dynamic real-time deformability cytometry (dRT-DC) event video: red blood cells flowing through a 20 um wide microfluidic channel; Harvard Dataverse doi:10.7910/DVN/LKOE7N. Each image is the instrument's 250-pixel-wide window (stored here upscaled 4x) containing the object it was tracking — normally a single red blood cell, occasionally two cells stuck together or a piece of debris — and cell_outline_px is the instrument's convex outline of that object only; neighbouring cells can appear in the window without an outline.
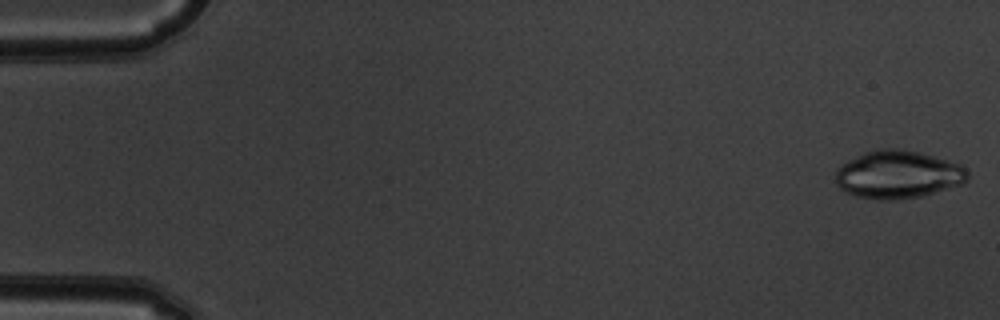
{"species": "common noctule bat (a hibernating species)", "species_latin": "Nyctalus noctula", "temperature_condition": "warm", "stored_images_in_passage": 52, "camera_frame_rate_fps": 3000, "um_per_image_px": 0.085, "animal": {"sex": "male", "body_mass_g": 19.5, "forearm_length_mm": 54.6}, "frame": {"image": 1, "passage_image": 1, "time_ms": 0.0, "image_size_px": [1000, 320], "cell_outline_px": [[968, 180], [964, 184], [924, 196], [892, 200], [880, 200], [856, 196], [840, 188], [836, 184], [836, 168], [840, 164], [864, 152], [880, 148], [904, 148], [920, 152], [948, 160], [960, 164], [968, 172]], "centroid_in_image_um": [76.34, 14.83], "position_along_channel_um": 8.7, "area_um2": 37.34}}
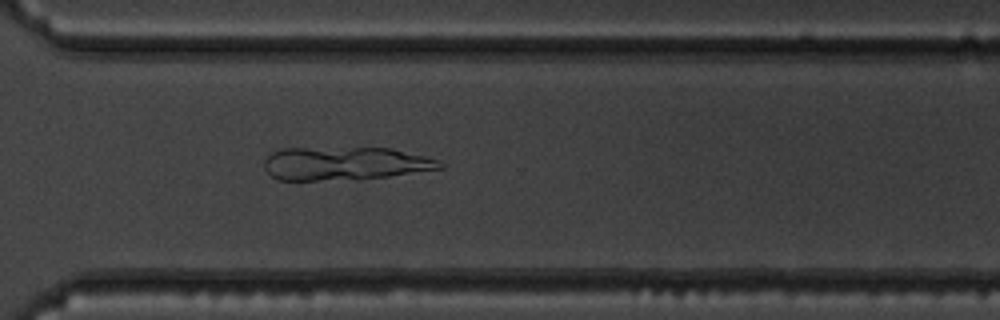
{"frame": {"image": 2, "passage_image": 38, "time_ms": 12.333, "image_size_px": [1000, 320], "cell_outline_px": [[444, 168], [364, 180], [276, 180], [264, 168], [264, 160], [272, 152], [280, 148], [392, 148], [440, 160], [444, 164]], "centroid_in_image_um": [29.34, 13.91], "position_along_channel_um": 341.3, "area_um2": 34.56}}
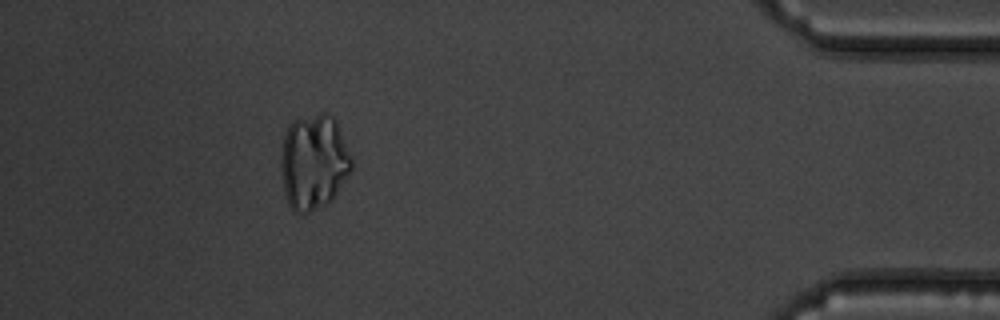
{"frame": {"image": 3, "passage_image": 47, "time_ms": 15.333, "image_size_px": [1000, 320], "cell_outline_px": [[352, 168], [332, 200], [308, 212], [296, 212], [288, 204], [284, 192], [280, 164], [280, 160], [284, 136], [288, 124], [292, 120], [320, 112], [324, 112], [332, 116], [336, 120], [352, 156]], "centroid_in_image_um": [26.66, 13.72], "position_along_channel_um": 408.5, "area_um2": 39.36}}